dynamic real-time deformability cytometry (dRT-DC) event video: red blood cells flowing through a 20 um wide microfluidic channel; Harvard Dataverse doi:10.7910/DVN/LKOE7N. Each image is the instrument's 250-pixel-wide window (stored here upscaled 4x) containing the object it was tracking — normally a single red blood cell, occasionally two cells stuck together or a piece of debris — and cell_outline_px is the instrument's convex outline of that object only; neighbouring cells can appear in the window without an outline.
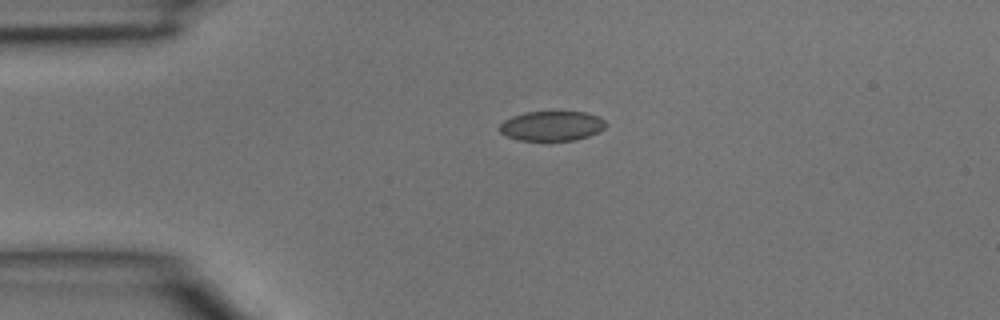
{"species": "common noctule bat (a hibernating species)", "species_latin": "Nyctalus noctula", "temperature_condition": "room temperature", "stored_images_in_passage": 2, "camera_frame_rate_fps": 3000, "um_per_image_px": 0.085, "animal": {"sex": "male", "body_mass_g": 15.6}, "frame": {"image": 1, "passage_image": 1, "time_ms": 0.0, "image_size_px": [1000, 320], "cell_outline_px": [[608, 124], [604, 128], [588, 136], [576, 140], [520, 140], [504, 136], [500, 132], [500, 124], [504, 120], [512, 116], [524, 112], [584, 112], [600, 116]], "centroid_in_image_um": [46.9, 10.7], "position_along_channel_um": 38.1, "area_um2": 18.44}}